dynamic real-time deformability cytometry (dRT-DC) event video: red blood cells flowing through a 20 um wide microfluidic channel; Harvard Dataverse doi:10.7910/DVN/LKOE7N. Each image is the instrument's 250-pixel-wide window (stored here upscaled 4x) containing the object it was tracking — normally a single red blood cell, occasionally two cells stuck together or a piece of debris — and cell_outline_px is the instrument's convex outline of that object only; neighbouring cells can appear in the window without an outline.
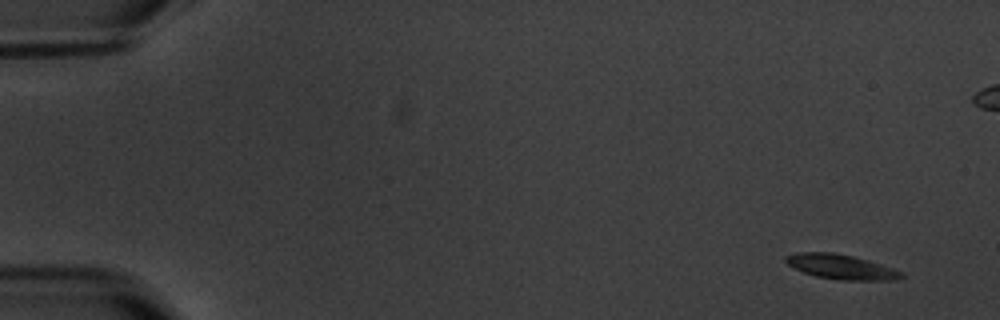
{"species": "common noctule bat (a hibernating species)", "species_latin": "Nyctalus noctula", "temperature_condition": "warm", "stored_images_in_passage": 6, "camera_frame_rate_fps": 3000, "um_per_image_px": 0.085, "animal": {"sex": "male", "body_mass_g": 20.1, "forearm_length_mm": 53.5}, "frame": {"image": 1, "passage_image": 1, "time_ms": 0.0, "image_size_px": [1000, 320], "cell_outline_px": [[904, 276], [896, 280], [836, 280], [816, 276], [804, 272], [788, 264], [784, 260], [784, 256], [796, 252], [832, 252], [852, 256], [868, 260], [904, 272]], "centroid_in_image_um": [71.49, 22.68], "position_along_channel_um": 13.5, "area_um2": 16.65}}